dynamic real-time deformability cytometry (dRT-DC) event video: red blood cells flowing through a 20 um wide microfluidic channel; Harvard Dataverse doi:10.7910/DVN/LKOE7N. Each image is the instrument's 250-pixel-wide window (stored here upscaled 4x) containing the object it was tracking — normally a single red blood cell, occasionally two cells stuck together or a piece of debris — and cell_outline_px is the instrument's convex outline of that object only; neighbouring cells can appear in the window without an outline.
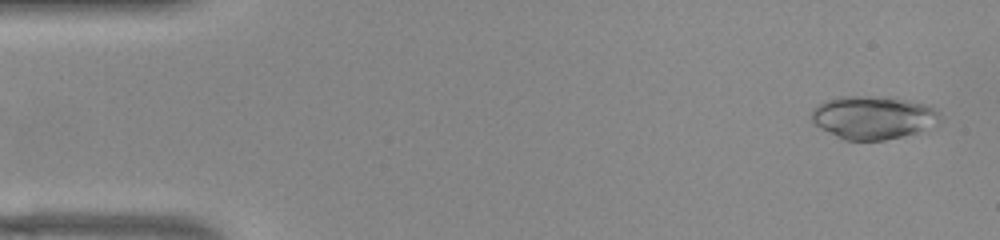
{"species": "common noctule bat (a hibernating species)", "species_latin": "Nyctalus noctula", "temperature_condition": "warm", "stored_images_in_passage": 51, "camera_frame_rate_fps": 3000, "um_per_image_px": 0.085, "animal": {"sex": "female", "body_mass_g": 22.0, "forearm_length_mm": 56.7}, "frame": {"image": 1, "passage_image": 2, "time_ms": 0.333, "image_size_px": [1000, 240], "cell_outline_px": [[940, 120], [936, 124], [924, 132], [884, 140], [844, 140], [820, 128], [812, 120], [812, 108], [816, 104], [824, 100], [840, 96], [896, 96], [932, 104], [940, 112]], "centroid_in_image_um": [74.3, 9.95], "position_along_channel_um": 10.7, "area_um2": 33.41}}